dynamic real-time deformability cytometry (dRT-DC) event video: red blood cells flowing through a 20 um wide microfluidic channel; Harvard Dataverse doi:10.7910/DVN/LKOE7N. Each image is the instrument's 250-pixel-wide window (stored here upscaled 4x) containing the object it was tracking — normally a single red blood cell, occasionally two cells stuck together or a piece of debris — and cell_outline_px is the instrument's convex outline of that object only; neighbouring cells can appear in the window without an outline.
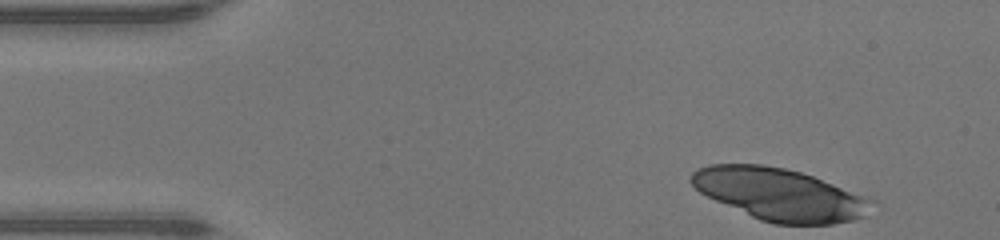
{"species": "human", "species_latin": "Homo sapiens", "temperature_condition": "warm", "stored_images_in_passage": 13, "camera_frame_rate_fps": 3000, "um_per_image_px": 0.085, "donor": {"sex": "male"}, "frame": {"image": 1, "passage_image": 1, "time_ms": 0.0, "image_size_px": [1000, 240], "cell_outline_px": [[876, 200], [864, 216], [852, 220], [832, 224], [772, 224], [760, 220], [716, 200], [700, 192], [688, 180], [692, 172], [696, 168], [708, 164], [764, 164], [784, 168], [800, 172], [812, 176]], "centroid_in_image_um": [66.25, 16.51], "position_along_channel_um": 18.7, "area_um2": 54.51}}